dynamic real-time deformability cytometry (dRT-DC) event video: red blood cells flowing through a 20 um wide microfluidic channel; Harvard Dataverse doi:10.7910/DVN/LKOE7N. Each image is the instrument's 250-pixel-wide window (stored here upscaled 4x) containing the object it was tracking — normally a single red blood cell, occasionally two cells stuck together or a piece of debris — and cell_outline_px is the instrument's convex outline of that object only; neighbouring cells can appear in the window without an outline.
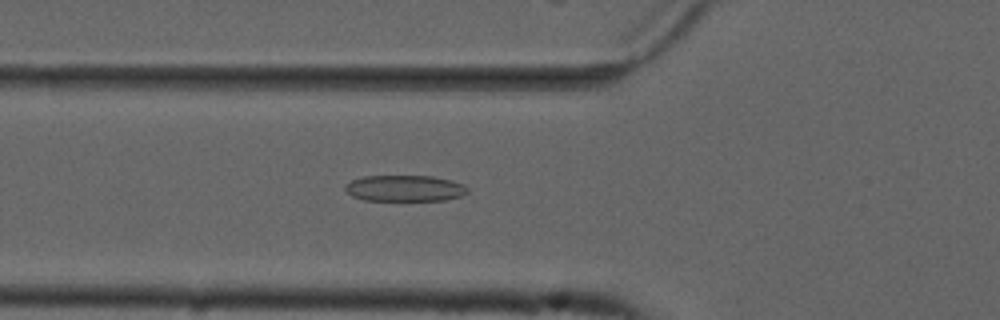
{"species": "common noctule bat (a hibernating species)", "species_latin": "Nyctalus noctula", "temperature_condition": "cold", "stored_images_in_passage": 55, "camera_frame_rate_fps": 3000, "um_per_image_px": 0.085, "animal": {"sex": "male", "forearm_length_mm": 52.5}, "frame": {"image": 1, "passage_image": 20, "time_ms": 6.333, "image_size_px": [1000, 320], "cell_outline_px": [[468, 192], [460, 196], [444, 200], [364, 200], [352, 196], [344, 188], [344, 184], [352, 180], [364, 176], [432, 176], [452, 180], [464, 184], [468, 188]], "centroid_in_image_um": [34.41, 16.0], "position_along_channel_um": 91.4, "area_um2": 18.67}}
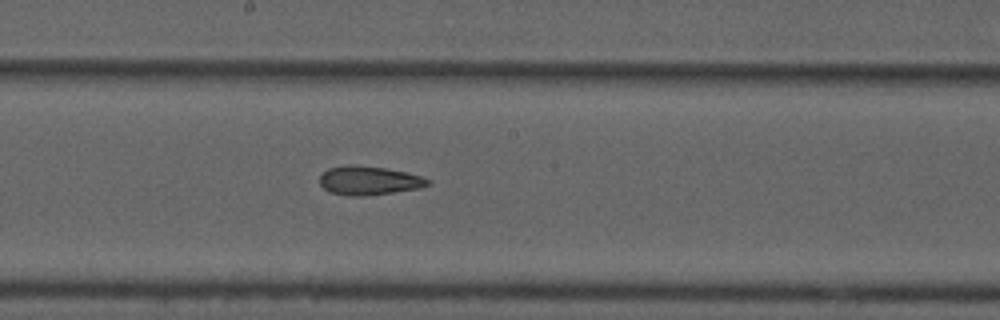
{"frame": {"image": 2, "passage_image": 30, "time_ms": 9.667, "image_size_px": [1000, 320], "cell_outline_px": [[432, 184], [420, 188], [364, 196], [352, 196], [328, 192], [320, 184], [320, 176], [328, 168], [348, 164], [356, 164], [384, 168], [404, 172], [420, 176], [432, 180]], "centroid_in_image_um": [31.36, 15.34], "position_along_channel_um": 216.8, "area_um2": 18.21}}
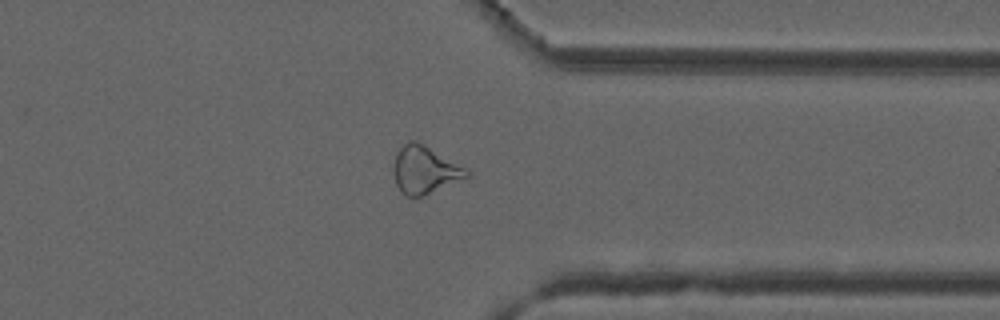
{"frame": {"image": 3, "passage_image": 43, "time_ms": 14.0, "image_size_px": [1000, 320], "cell_outline_px": [[472, 172], [468, 176], [420, 196], [404, 196], [400, 192], [396, 184], [392, 172], [392, 164], [396, 152], [408, 140], [416, 140], [468, 168]], "centroid_in_image_um": [36.06, 14.41], "position_along_channel_um": 375.3, "area_um2": 20.29}, "authors_computed_cell_mechanics": {"area_um2": 20.9236, "velocity_mm_per_s": 3.7462, "shape_relaxation_time_tau1_ms": null, "shape_relaxation_time_tau2_ms": 3.1581, "deformation_change_tau1": null, "deformation_change_tau2": 0.1232}}